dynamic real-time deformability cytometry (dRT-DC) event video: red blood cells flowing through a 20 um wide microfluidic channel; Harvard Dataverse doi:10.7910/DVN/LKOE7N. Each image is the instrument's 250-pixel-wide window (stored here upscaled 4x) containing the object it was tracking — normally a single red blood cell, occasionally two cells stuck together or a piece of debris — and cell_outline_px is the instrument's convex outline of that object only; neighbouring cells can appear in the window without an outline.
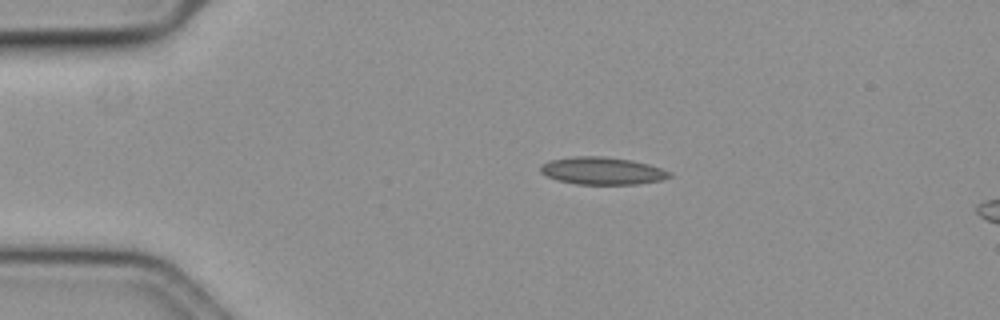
{"species": "common noctule bat (a hibernating species)", "species_latin": "Nyctalus noctula", "temperature_condition": "cold", "stored_images_in_passage": 58, "camera_frame_rate_fps": 3000, "um_per_image_px": 0.085, "animal": {"sex": "female", "body_mass_g": 19.3, "forearm_length_mm": 54.1}, "frame": {"image": 1, "passage_image": 12, "time_ms": 3.667, "image_size_px": [1000, 320], "cell_outline_px": [[672, 176], [660, 180], [636, 184], [576, 184], [556, 180], [540, 172], [540, 164], [548, 160], [572, 156], [604, 156], [632, 160], [648, 164], [660, 168], [668, 172]], "centroid_in_image_um": [51.12, 14.51], "position_along_channel_um": 33.9, "area_um2": 20.63}}
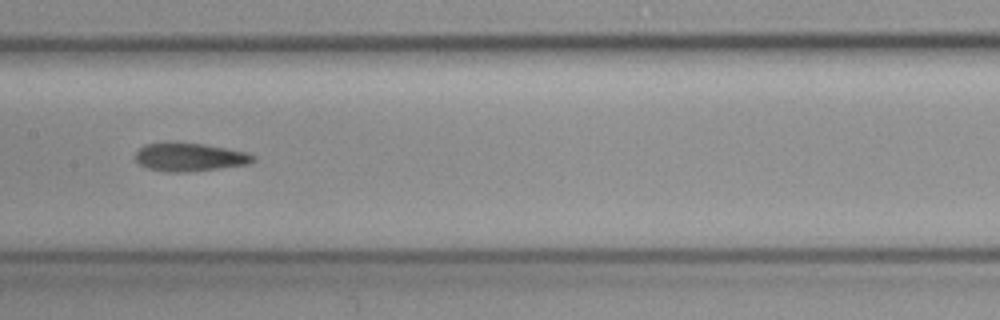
{"frame": {"image": 2, "passage_image": 29, "time_ms": 9.333, "image_size_px": [1000, 320], "cell_outline_px": [[256, 160], [248, 164], [220, 168], [188, 172], [168, 172], [148, 168], [140, 164], [136, 160], [136, 152], [144, 144], [200, 144], [224, 148], [244, 152], [256, 156]], "centroid_in_image_um": [16.14, 13.38], "position_along_channel_um": 191.3, "area_um2": 18.79}}
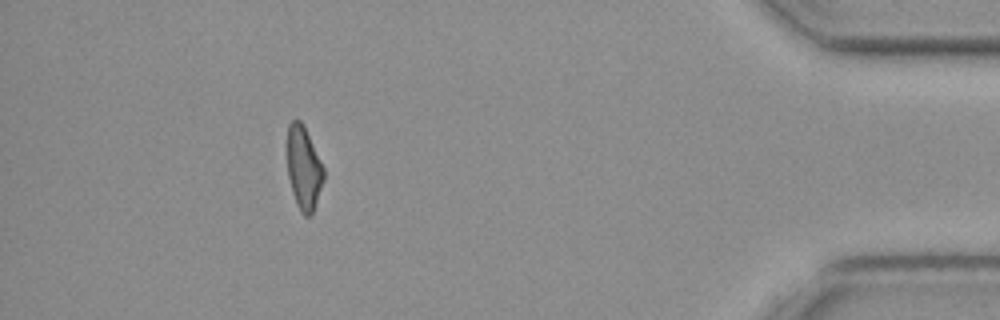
{"frame": {"image": 3, "passage_image": 52, "time_ms": 17.0, "image_size_px": [1000, 320], "cell_outline_px": [[324, 180], [312, 216], [304, 216], [300, 212], [296, 204], [292, 192], [288, 176], [288, 124], [292, 120], [300, 120], [324, 168]], "centroid_in_image_um": [25.82, 14.37], "position_along_channel_um": 409.4, "area_um2": 17.46}, "authors_computed_cell_mechanics": {"area_um2": 19.3052, "velocity_mm_per_s": 3.6097, "shape_relaxation_time_tau1_ms": null, "shape_relaxation_time_tau2_ms": 4.1837, "deformation_change_tau1": null, "deformation_change_tau2": 0.086}}